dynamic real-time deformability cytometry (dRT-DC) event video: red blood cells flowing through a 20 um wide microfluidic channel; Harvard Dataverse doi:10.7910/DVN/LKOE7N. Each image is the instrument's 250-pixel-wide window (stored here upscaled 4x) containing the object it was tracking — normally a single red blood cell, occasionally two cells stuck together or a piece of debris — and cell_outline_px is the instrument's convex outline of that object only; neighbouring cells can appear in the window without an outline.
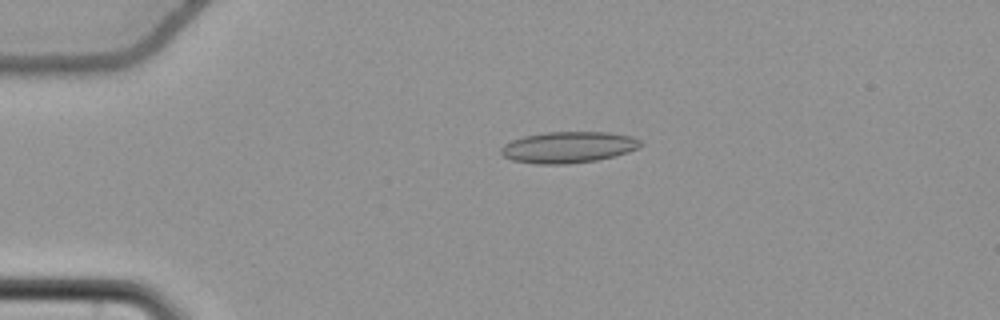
{"species": "common noctule bat (a hibernating species)", "species_latin": "Nyctalus noctula", "temperature_condition": "cold", "stored_images_in_passage": 51, "camera_frame_rate_fps": 3000, "um_per_image_px": 0.085, "animal": {"sex": "female", "body_mass_g": 22.7, "forearm_length_mm": 54.2}, "frame": {"image": 1, "passage_image": 8, "time_ms": 2.333, "image_size_px": [1000, 320], "cell_outline_px": [[644, 144], [628, 152], [596, 160], [568, 164], [536, 164], [512, 160], [504, 156], [500, 152], [500, 148], [504, 144], [512, 140], [524, 136], [544, 132], [608, 132], [632, 136], [640, 140]], "centroid_in_image_um": [48.29, 12.51], "position_along_channel_um": 36.7, "area_um2": 25.43}}
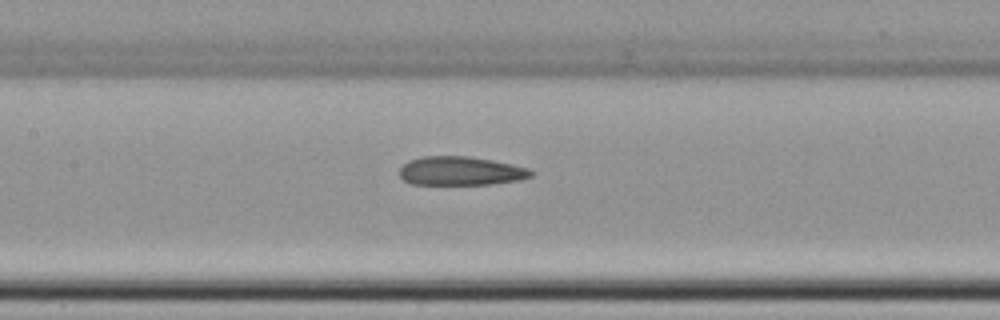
{"frame": {"image": 2, "passage_image": 22, "time_ms": 7.0, "image_size_px": [1000, 320], "cell_outline_px": [[532, 176], [520, 180], [488, 184], [412, 184], [404, 180], [400, 176], [400, 168], [408, 160], [424, 156], [468, 156], [492, 160], [512, 164], [528, 168], [532, 172]], "centroid_in_image_um": [39.15, 14.53], "position_along_channel_um": 168.3, "area_um2": 21.96}}
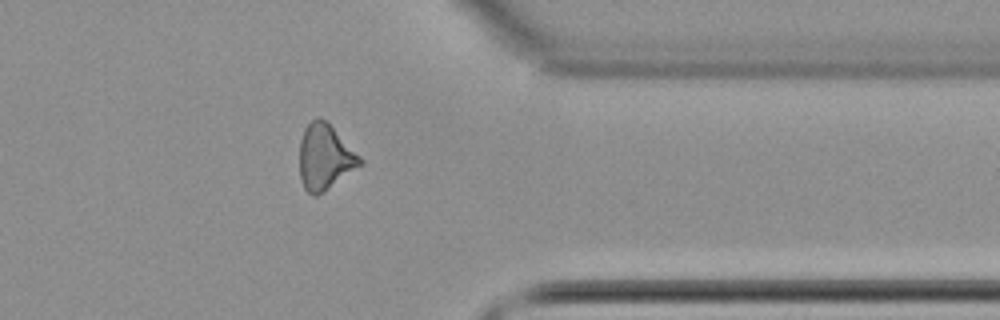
{"frame": {"image": 3, "passage_image": 40, "time_ms": 13.0, "image_size_px": [1000, 320], "cell_outline_px": [[364, 164], [324, 192], [316, 196], [312, 196], [304, 188], [300, 180], [300, 140], [304, 128], [316, 116], [320, 116], [328, 120], [364, 160]], "centroid_in_image_um": [27.64, 13.33], "position_along_channel_um": 383.8, "area_um2": 23.7}, "authors_computed_cell_mechanics": {"area_um2": 23.0622, "velocity_mm_per_s": 3.7534, "shape_relaxation_time_tau1_ms": null, "shape_relaxation_time_tau2_ms": 4.2252, "deformation_change_tau1": null, "deformation_change_tau2": 0.1318}}